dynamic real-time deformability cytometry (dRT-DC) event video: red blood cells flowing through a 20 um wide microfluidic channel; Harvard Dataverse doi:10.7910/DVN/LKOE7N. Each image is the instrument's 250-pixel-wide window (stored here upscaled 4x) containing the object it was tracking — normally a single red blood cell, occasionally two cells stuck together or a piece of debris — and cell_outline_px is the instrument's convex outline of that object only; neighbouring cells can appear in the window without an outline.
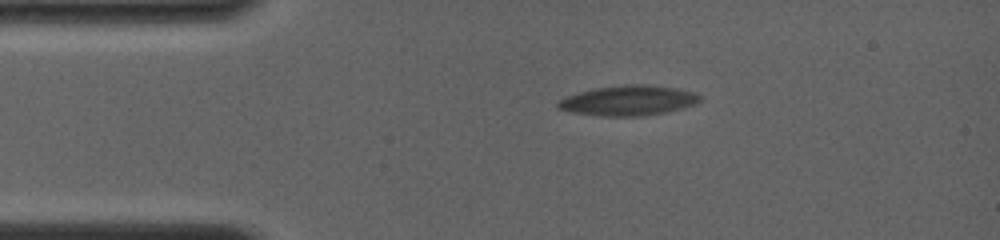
{"species": "common noctule bat (a hibernating species)", "species_latin": "Nyctalus noctula", "temperature_condition": "room temperature", "stored_images_in_passage": 19, "camera_frame_rate_fps": 4000, "um_per_image_px": 0.085, "animal": {"sex": "female", "body_mass_g": 19.0, "forearm_length_mm": 56.7}, "frame": {"image": 1, "passage_image": 1, "time_ms": 0.0, "image_size_px": [1000, 240], "cell_outline_px": [[704, 100], [696, 104], [684, 108], [664, 112], [640, 116], [600, 116], [572, 112], [556, 108], [556, 100], [580, 92], [596, 88], [624, 84], [644, 84], [680, 88], [696, 92], [704, 96]], "centroid_in_image_um": [53.48, 8.53], "position_along_channel_um": 31.5, "area_um2": 25.26}}
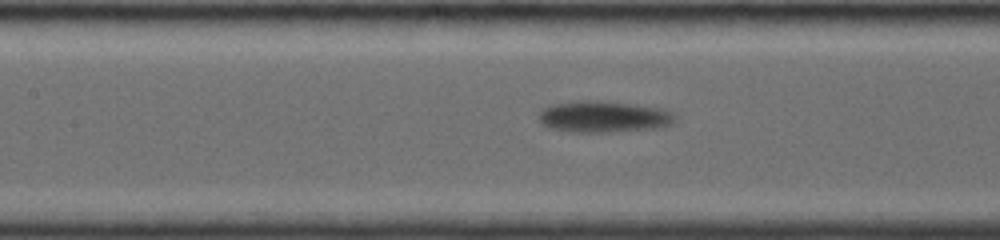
{"frame": {"image": 2, "passage_image": 14, "time_ms": 4.5, "image_size_px": [1000, 240], "cell_outline_px": [[676, 120], [672, 124], [660, 128], [604, 132], [568, 132], [552, 128], [544, 124], [540, 120], [540, 112], [544, 108], [552, 104], [580, 100], [596, 100], [636, 104], [664, 108], [672, 112], [676, 116]], "centroid_in_image_um": [51.38, 9.91], "position_along_channel_um": 156.0, "area_um2": 25.14}}
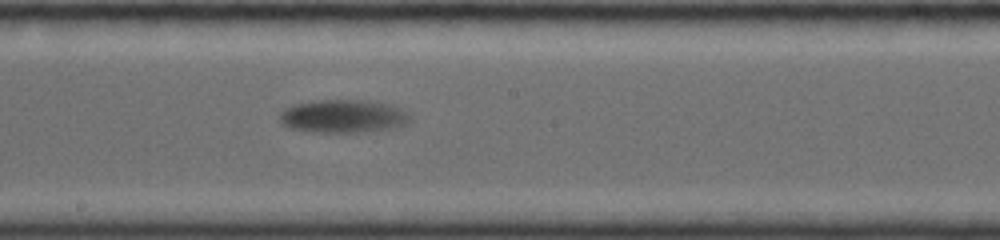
{"frame": {"image": 3, "passage_image": 19, "time_ms": 6.25, "image_size_px": [1000, 240], "cell_outline_px": [[412, 116], [404, 124], [396, 128], [368, 132], [316, 132], [292, 128], [284, 124], [280, 120], [280, 112], [296, 104], [316, 100], [368, 100], [392, 104], [400, 108]], "centroid_in_image_um": [29.24, 9.88], "position_along_channel_um": 219.0, "area_um2": 25.14}}